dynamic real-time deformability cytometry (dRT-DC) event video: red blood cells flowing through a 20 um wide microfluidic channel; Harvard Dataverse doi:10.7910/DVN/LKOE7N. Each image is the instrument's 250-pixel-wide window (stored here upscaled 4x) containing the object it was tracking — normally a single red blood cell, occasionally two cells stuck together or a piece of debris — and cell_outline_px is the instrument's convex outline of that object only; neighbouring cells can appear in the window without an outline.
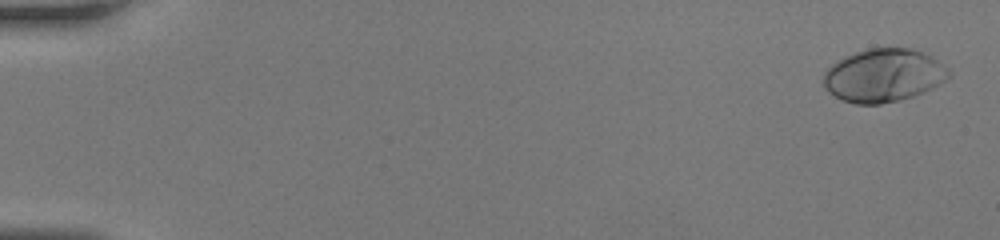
{"species": "human", "species_latin": "Homo sapiens", "temperature_condition": "room temperature", "stored_images_in_passage": 46, "camera_frame_rate_fps": 3000, "um_per_image_px": 0.085, "donor": {"sex": "female"}, "frame": {"image": 1, "passage_image": 2, "time_ms": 0.333, "image_size_px": [1000, 240], "cell_outline_px": [[952, 76], [940, 84], [924, 92], [900, 100], [880, 104], [856, 104], [844, 100], [828, 92], [824, 88], [820, 80], [824, 72], [832, 64], [856, 52], [868, 48], [912, 48], [924, 52], [932, 56], [948, 68], [952, 72]], "centroid_in_image_um": [75.12, 6.41], "position_along_channel_um": 9.9, "area_um2": 39.07}}
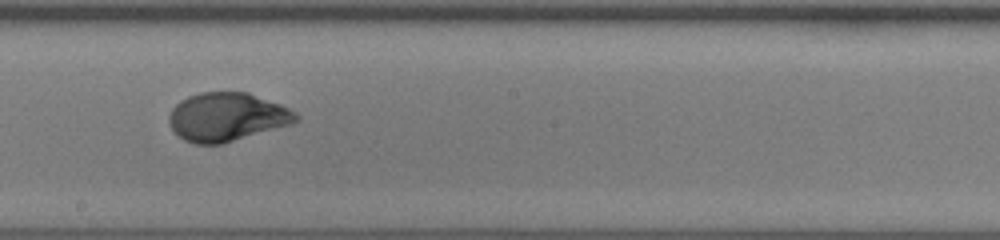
{"frame": {"image": 2, "passage_image": 28, "time_ms": 9.0, "image_size_px": [1000, 240], "cell_outline_px": [[300, 120], [292, 124], [220, 144], [196, 144], [184, 140], [172, 128], [168, 120], [168, 116], [172, 108], [180, 100], [188, 96], [200, 92], [248, 92], [280, 104], [296, 112], [300, 116]], "centroid_in_image_um": [19.3, 9.93], "position_along_channel_um": 228.9, "area_um2": 35.84}}
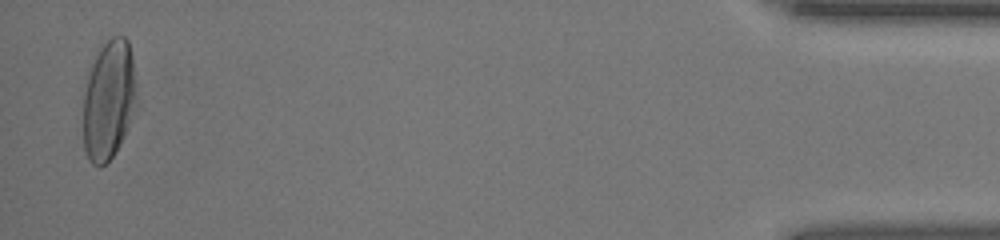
{"frame": {"image": 3, "passage_image": 46, "time_ms": 15.0, "image_size_px": [1000, 240], "cell_outline_px": [[136, 96], [120, 144], [112, 156], [100, 168], [92, 164], [88, 160], [84, 148], [84, 92], [88, 76], [96, 52], [100, 44], [112, 36], [124, 36], [128, 40], [132, 56]], "centroid_in_image_um": [9.2, 8.45], "position_along_channel_um": 426.0, "area_um2": 36.53}}